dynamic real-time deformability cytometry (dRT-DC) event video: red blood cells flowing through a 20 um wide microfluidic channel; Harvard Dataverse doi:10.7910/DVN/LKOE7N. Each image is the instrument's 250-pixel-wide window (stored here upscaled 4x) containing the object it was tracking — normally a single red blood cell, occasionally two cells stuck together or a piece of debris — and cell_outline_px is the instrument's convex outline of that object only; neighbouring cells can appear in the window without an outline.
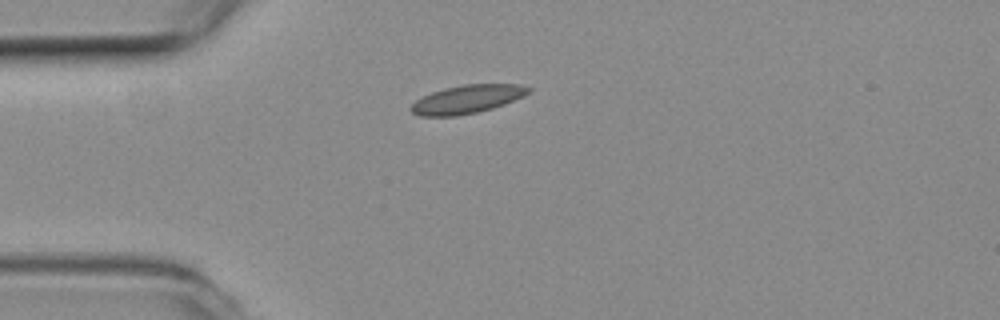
{"species": "common noctule bat (a hibernating species)", "species_latin": "Nyctalus noctula", "temperature_condition": "room temperature", "stored_images_in_passage": 3, "camera_frame_rate_fps": 3000, "um_per_image_px": 0.085, "animal": {"sex": "female", "body_mass_g": 19.3, "forearm_length_mm": 54.1}, "frame": {"image": 1, "passage_image": 1, "time_ms": 0.0, "image_size_px": [1000, 320], "cell_outline_px": [[532, 88], [524, 96], [504, 104], [492, 108], [476, 112], [456, 116], [420, 116], [412, 112], [408, 108], [416, 100], [432, 92], [444, 88], [464, 84], [520, 84]], "centroid_in_image_um": [39.7, 8.43], "position_along_channel_um": 45.3, "area_um2": 19.31}}